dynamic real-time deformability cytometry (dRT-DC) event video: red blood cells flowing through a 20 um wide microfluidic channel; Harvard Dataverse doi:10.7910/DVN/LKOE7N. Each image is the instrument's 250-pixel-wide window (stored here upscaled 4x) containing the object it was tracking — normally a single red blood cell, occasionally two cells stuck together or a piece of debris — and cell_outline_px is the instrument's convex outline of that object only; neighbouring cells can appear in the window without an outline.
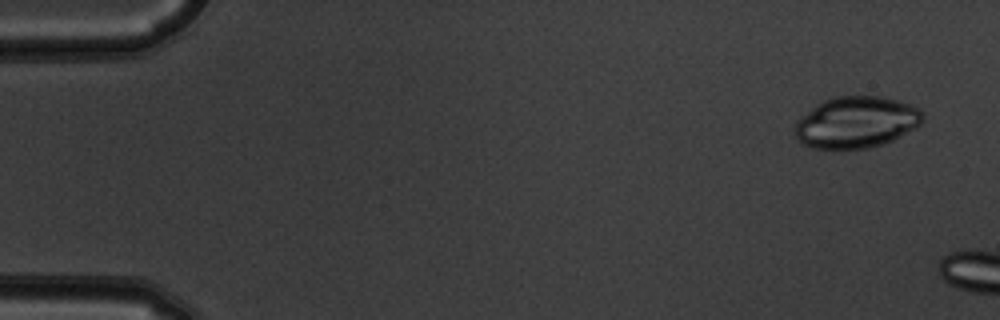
{"species": "common noctule bat (a hibernating species)", "species_latin": "Nyctalus noctula", "temperature_condition": "warm", "stored_images_in_passage": 3, "camera_frame_rate_fps": 3000, "um_per_image_px": 0.085, "animal": {"sex": "male", "body_mass_g": 19.5, "forearm_length_mm": 54.6}, "frame": {"image": 1, "passage_image": 1, "time_ms": 0.0, "image_size_px": [1000, 320], "cell_outline_px": [[924, 116], [920, 124], [916, 128], [884, 144], [868, 148], [816, 148], [804, 144], [796, 136], [796, 120], [800, 116], [816, 104], [824, 100], [836, 96], [880, 96], [896, 100], [908, 104], [924, 112]], "centroid_in_image_um": [72.79, 10.38], "position_along_channel_um": 12.2, "area_um2": 38.09}}